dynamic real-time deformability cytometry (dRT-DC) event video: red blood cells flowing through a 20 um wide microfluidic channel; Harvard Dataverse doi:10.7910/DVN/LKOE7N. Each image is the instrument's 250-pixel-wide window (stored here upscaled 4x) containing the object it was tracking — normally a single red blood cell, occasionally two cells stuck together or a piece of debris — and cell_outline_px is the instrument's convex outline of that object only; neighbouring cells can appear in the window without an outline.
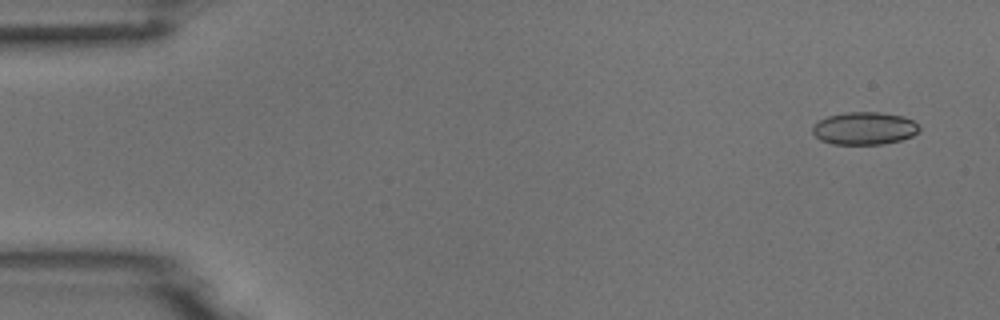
{"species": "common noctule bat (a hibernating species)", "species_latin": "Nyctalus noctula", "temperature_condition": "room temperature", "stored_images_in_passage": 6, "camera_frame_rate_fps": 3000, "um_per_image_px": 0.085, "animal": {"sex": "male", "body_mass_g": 18.8}, "frame": {"image": 1, "passage_image": 1, "time_ms": 0.0, "image_size_px": [1000, 320], "cell_outline_px": [[920, 132], [912, 136], [900, 140], [884, 144], [832, 144], [820, 140], [812, 132], [812, 128], [820, 120], [828, 116], [848, 112], [880, 112], [904, 116], [912, 120], [920, 128]], "centroid_in_image_um": [73.49, 10.91], "position_along_channel_um": 11.5, "area_um2": 20.29}}